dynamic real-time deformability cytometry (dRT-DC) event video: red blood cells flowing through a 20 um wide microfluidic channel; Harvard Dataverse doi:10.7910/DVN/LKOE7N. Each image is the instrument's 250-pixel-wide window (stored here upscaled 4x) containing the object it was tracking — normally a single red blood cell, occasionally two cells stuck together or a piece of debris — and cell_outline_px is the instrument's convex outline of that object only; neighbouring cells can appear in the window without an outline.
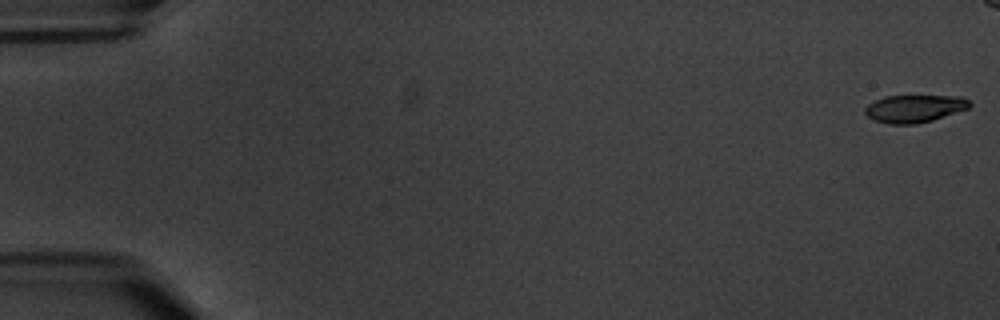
{"species": "common noctule bat (a hibernating species)", "species_latin": "Nyctalus noctula", "temperature_condition": "warm", "stored_images_in_passage": 13, "camera_frame_rate_fps": 3000, "um_per_image_px": 0.085, "animal": {"sex": "male", "body_mass_g": 20.1, "forearm_length_mm": 53.5}, "frame": {"image": 1, "passage_image": 1, "time_ms": 0.0, "image_size_px": [1000, 320], "cell_outline_px": [[972, 104], [968, 108], [932, 120], [916, 124], [888, 124], [876, 120], [868, 116], [864, 112], [864, 108], [868, 104], [884, 96], [964, 96]], "centroid_in_image_um": [77.72, 9.22], "position_along_channel_um": 7.3, "area_um2": 16.7}}
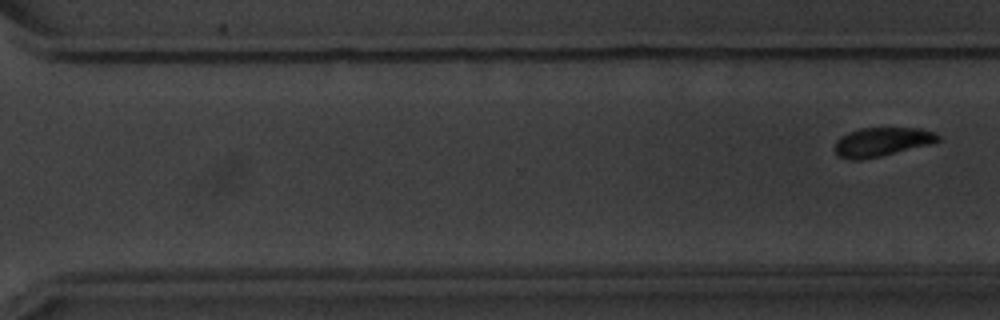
{"frame": {"image": 2, "passage_image": 13, "time_ms": 15.667, "image_size_px": [1000, 320], "cell_outline_px": [[940, 140], [932, 144], [880, 156], [860, 160], [848, 160], [840, 156], [836, 152], [836, 140], [840, 136], [848, 132], [860, 128], [920, 128], [936, 132], [940, 136]], "centroid_in_image_um": [74.99, 12.05], "position_along_channel_um": 295.6, "area_um2": 17.46}}